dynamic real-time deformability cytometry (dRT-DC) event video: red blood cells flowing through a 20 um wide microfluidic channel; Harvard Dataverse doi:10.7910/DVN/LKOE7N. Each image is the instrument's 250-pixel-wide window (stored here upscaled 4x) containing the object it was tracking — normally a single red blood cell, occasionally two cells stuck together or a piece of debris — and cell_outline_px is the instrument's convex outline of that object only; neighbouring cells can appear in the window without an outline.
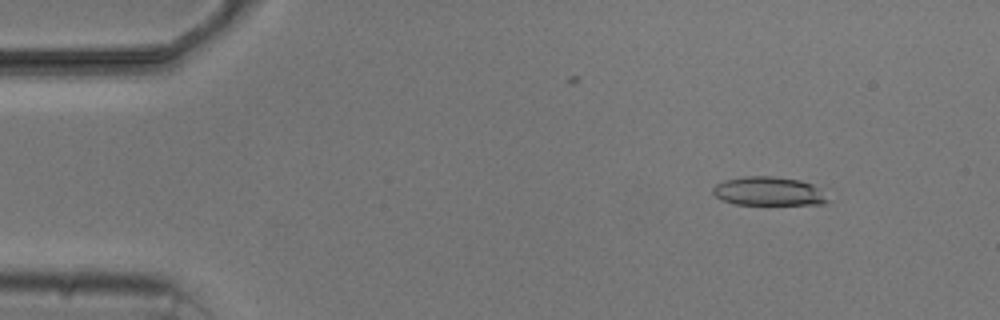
{"species": "common noctule bat (a hibernating species)", "species_latin": "Nyctalus noctula", "temperature_condition": "cold", "stored_images_in_passage": 4, "camera_frame_rate_fps": 3000, "um_per_image_px": 0.085, "animal": {"sex": "male", "body_mass_g": 20.5, "forearm_length_mm": 52.5}, "frame": {"image": 1, "passage_image": 1, "time_ms": 0.0, "image_size_px": [1000, 320], "cell_outline_px": [[832, 200], [824, 204], [736, 204], [720, 200], [712, 192], [712, 188], [716, 184], [724, 180], [744, 176], [772, 176], [800, 180], [812, 184]], "centroid_in_image_um": [65.32, 16.26], "position_along_channel_um": 19.7, "area_um2": 19.31}}